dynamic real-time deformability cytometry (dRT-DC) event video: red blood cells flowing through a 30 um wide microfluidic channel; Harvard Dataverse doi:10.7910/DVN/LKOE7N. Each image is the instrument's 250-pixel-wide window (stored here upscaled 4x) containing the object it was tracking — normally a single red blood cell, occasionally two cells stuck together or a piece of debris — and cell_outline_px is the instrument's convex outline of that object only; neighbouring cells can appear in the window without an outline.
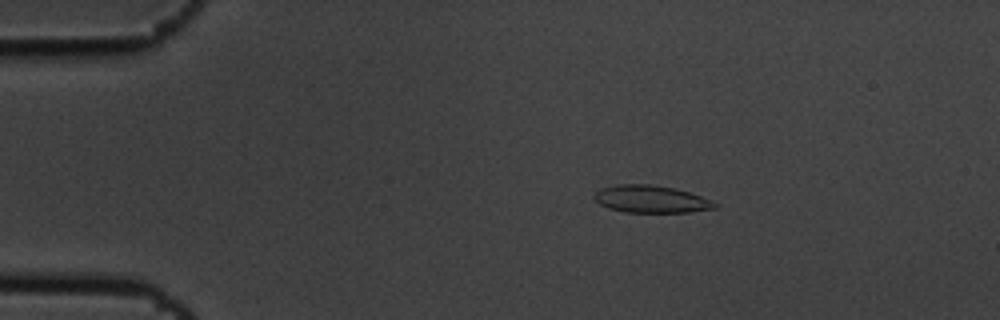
{"species": "common noctule bat (a hibernating species)", "species_latin": "Nyctalus noctula", "temperature_condition": "cold", "stored_images_in_passage": 4, "camera_frame_rate_fps": 3000, "um_per_image_px": 0.085, "animal": {"sex": "male", "body_mass_g": 19.5, "forearm_length_mm": 54.6}, "frame": {"image": 1, "passage_image": 2, "time_ms": 0.333, "image_size_px": [1000, 320], "cell_outline_px": [[720, 204], [716, 208], [688, 212], [624, 212], [608, 208], [600, 204], [592, 196], [600, 188], [616, 184], [652, 184], [672, 188], [688, 192], [700, 196]], "centroid_in_image_um": [55.31, 16.92], "position_along_channel_um": 29.7, "area_um2": 19.19}}